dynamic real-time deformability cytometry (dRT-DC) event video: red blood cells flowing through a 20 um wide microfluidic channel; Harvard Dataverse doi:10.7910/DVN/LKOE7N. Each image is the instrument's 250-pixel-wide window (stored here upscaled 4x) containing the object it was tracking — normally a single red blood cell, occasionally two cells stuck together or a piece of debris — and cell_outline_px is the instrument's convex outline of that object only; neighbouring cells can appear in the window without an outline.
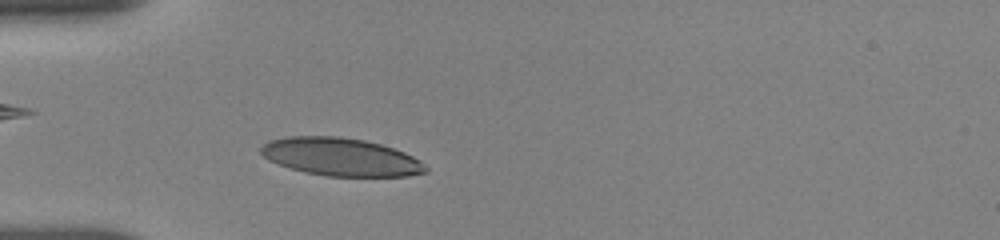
{"species": "human", "species_latin": "Homo sapiens", "temperature_condition": "room temperature", "stored_images_in_passage": 5, "camera_frame_rate_fps": 3000, "um_per_image_px": 0.085, "donor": {"sex": "female"}, "frame": {"image": 1, "passage_image": 2, "time_ms": 0.333, "image_size_px": [1000, 240], "cell_outline_px": [[428, 172], [408, 176], [328, 176], [304, 172], [268, 160], [260, 152], [260, 148], [268, 140], [288, 136], [340, 136], [364, 140], [380, 144], [404, 152], [420, 160], [428, 168]], "centroid_in_image_um": [28.97, 13.33], "position_along_channel_um": 56.0, "area_um2": 36.36}}